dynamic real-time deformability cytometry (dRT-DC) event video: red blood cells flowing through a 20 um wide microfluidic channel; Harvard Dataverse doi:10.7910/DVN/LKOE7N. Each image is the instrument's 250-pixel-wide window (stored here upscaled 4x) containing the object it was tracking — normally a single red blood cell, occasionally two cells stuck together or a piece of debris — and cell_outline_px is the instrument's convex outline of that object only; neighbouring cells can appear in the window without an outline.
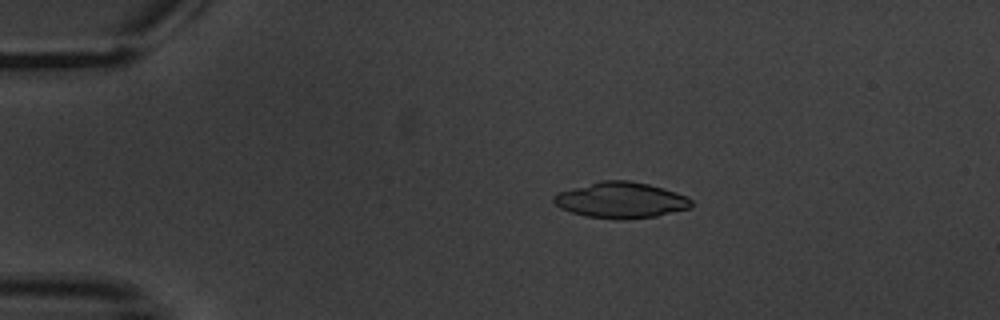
{"species": "common noctule bat (a hibernating species)", "species_latin": "Nyctalus noctula", "temperature_condition": "warm", "stored_images_in_passage": 3, "camera_frame_rate_fps": 3000, "um_per_image_px": 0.085, "animal": {"sex": "male", "body_mass_g": 20.1, "forearm_length_mm": 53.5}, "frame": {"image": 1, "passage_image": 2, "time_ms": 1.667, "image_size_px": [1000, 320], "cell_outline_px": [[692, 208], [656, 216], [624, 220], [584, 216], [560, 208], [552, 200], [552, 196], [556, 192], [600, 180], [632, 180], [664, 188], [688, 196], [692, 200]], "centroid_in_image_um": [52.78, 17.0], "position_along_channel_um": 32.2, "area_um2": 29.19}}